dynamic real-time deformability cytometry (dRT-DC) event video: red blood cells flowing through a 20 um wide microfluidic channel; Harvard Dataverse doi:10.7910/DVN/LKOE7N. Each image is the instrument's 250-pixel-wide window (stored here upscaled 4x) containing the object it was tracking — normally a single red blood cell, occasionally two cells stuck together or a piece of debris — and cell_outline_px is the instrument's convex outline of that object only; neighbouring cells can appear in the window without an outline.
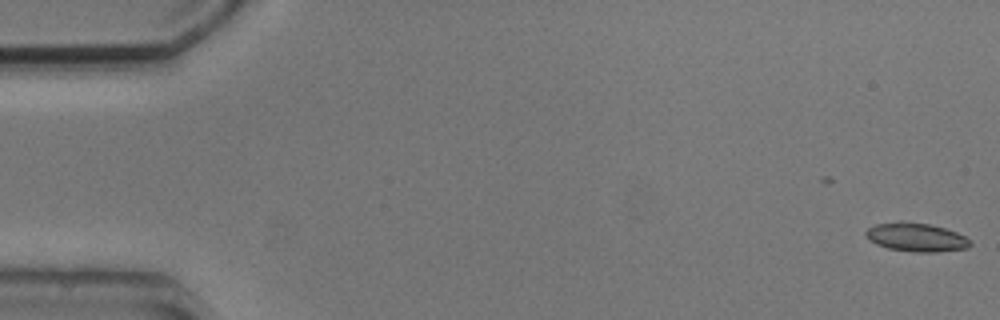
{"species": "common noctule bat (a hibernating species)", "species_latin": "Nyctalus noctula", "temperature_condition": "cold", "stored_images_in_passage": 5, "camera_frame_rate_fps": 3000, "um_per_image_px": 0.085, "animal": {"sex": "male", "body_mass_g": 20.5, "forearm_length_mm": 52.5}, "frame": {"image": 1, "passage_image": 1, "time_ms": 0.0, "image_size_px": [1000, 320], "cell_outline_px": [[972, 244], [968, 248], [936, 252], [916, 252], [888, 248], [876, 244], [868, 240], [864, 232], [868, 228], [876, 224], [900, 220], [908, 220], [928, 224], [944, 228], [956, 232], [972, 240]], "centroid_in_image_um": [77.86, 20.15], "position_along_channel_um": 7.1, "area_um2": 17.69}}
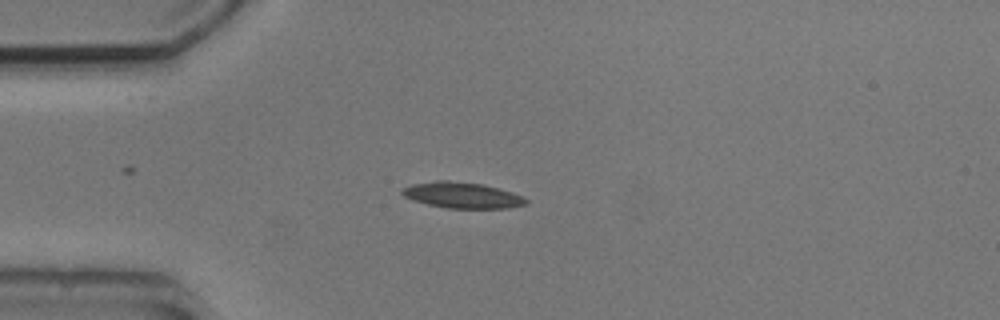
{"frame": {"image": 2, "passage_image": 5, "time_ms": 4.333, "image_size_px": [1000, 320], "cell_outline_px": [[528, 204], [508, 208], [448, 208], [428, 204], [404, 196], [400, 192], [404, 188], [412, 184], [436, 180], [448, 180], [484, 184], [512, 192], [524, 196], [528, 200]], "centroid_in_image_um": [39.34, 16.58], "position_along_channel_um": 45.7, "area_um2": 18.67}}